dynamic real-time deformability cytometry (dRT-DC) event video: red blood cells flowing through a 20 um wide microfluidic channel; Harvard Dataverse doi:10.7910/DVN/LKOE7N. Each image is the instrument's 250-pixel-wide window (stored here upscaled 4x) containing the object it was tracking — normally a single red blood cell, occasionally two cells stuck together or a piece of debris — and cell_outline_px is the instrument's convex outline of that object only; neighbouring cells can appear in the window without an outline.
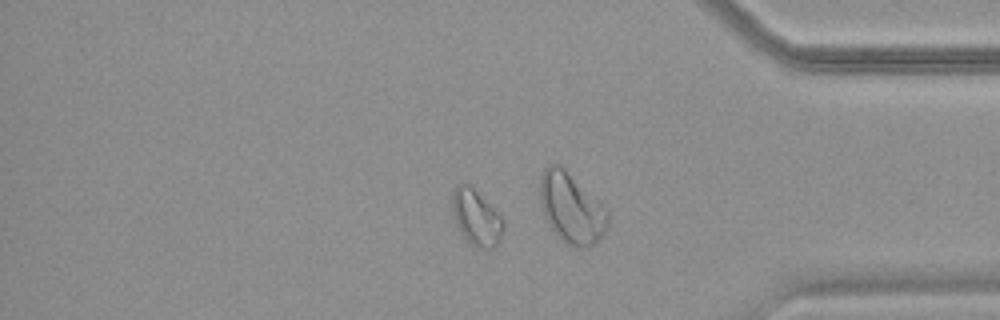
{"species": "common noctule bat (a hibernating species)", "species_latin": "Nyctalus noctula", "temperature_condition": "warm", "stored_images_in_passage": 56, "camera_frame_rate_fps": 3000, "um_per_image_px": 0.085, "animal": {"sex": "female", "body_mass_g": 18.4}, "frame": {"image": 1, "passage_image": 48, "time_ms": 15.667, "image_size_px": [1000, 320], "cell_outline_px": [[504, 228], [500, 240], [492, 248], [480, 248], [472, 244], [464, 236], [456, 224], [452, 208], [452, 192], [456, 184], [464, 180], [472, 184], [504, 220]], "centroid_in_image_um": [40.47, 18.4], "position_along_channel_um": 394.7, "area_um2": 16.82}, "authors_computed_cell_mechanics": {"area_um2": 16.8487, "velocity_mm_per_s": 3.5575, "shape_relaxation_time_tau1_ms": null, "shape_relaxation_time_tau2_ms": 4.8705, "deformation_change_tau1": null, "deformation_change_tau2": 0.1026}}